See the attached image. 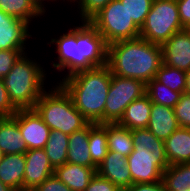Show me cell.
<instances>
[{
  "label": "cell",
  "instance_id": "obj_15",
  "mask_svg": "<svg viewBox=\"0 0 190 191\" xmlns=\"http://www.w3.org/2000/svg\"><path fill=\"white\" fill-rule=\"evenodd\" d=\"M133 151L128 157L167 158L164 141L148 128L132 130Z\"/></svg>",
  "mask_w": 190,
  "mask_h": 191
},
{
  "label": "cell",
  "instance_id": "obj_1",
  "mask_svg": "<svg viewBox=\"0 0 190 191\" xmlns=\"http://www.w3.org/2000/svg\"><path fill=\"white\" fill-rule=\"evenodd\" d=\"M78 23L46 42L55 47L53 51L57 55L49 60L53 70L61 77L54 83L77 72L107 64V44L103 37L89 22Z\"/></svg>",
  "mask_w": 190,
  "mask_h": 191
},
{
  "label": "cell",
  "instance_id": "obj_37",
  "mask_svg": "<svg viewBox=\"0 0 190 191\" xmlns=\"http://www.w3.org/2000/svg\"><path fill=\"white\" fill-rule=\"evenodd\" d=\"M179 19L184 28L190 29V0H176Z\"/></svg>",
  "mask_w": 190,
  "mask_h": 191
},
{
  "label": "cell",
  "instance_id": "obj_24",
  "mask_svg": "<svg viewBox=\"0 0 190 191\" xmlns=\"http://www.w3.org/2000/svg\"><path fill=\"white\" fill-rule=\"evenodd\" d=\"M107 145L109 151L118 152L127 158L134 148L132 130L118 123H107Z\"/></svg>",
  "mask_w": 190,
  "mask_h": 191
},
{
  "label": "cell",
  "instance_id": "obj_5",
  "mask_svg": "<svg viewBox=\"0 0 190 191\" xmlns=\"http://www.w3.org/2000/svg\"><path fill=\"white\" fill-rule=\"evenodd\" d=\"M51 81L52 85L43 92L33 109L50 130L71 135L84 128L89 122L76 109L65 89L59 83L53 84L55 80H50L49 84Z\"/></svg>",
  "mask_w": 190,
  "mask_h": 191
},
{
  "label": "cell",
  "instance_id": "obj_18",
  "mask_svg": "<svg viewBox=\"0 0 190 191\" xmlns=\"http://www.w3.org/2000/svg\"><path fill=\"white\" fill-rule=\"evenodd\" d=\"M0 150L4 155L24 154L28 150L16 122V113L0 118Z\"/></svg>",
  "mask_w": 190,
  "mask_h": 191
},
{
  "label": "cell",
  "instance_id": "obj_19",
  "mask_svg": "<svg viewBox=\"0 0 190 191\" xmlns=\"http://www.w3.org/2000/svg\"><path fill=\"white\" fill-rule=\"evenodd\" d=\"M169 165L190 163V128L179 127L165 141Z\"/></svg>",
  "mask_w": 190,
  "mask_h": 191
},
{
  "label": "cell",
  "instance_id": "obj_9",
  "mask_svg": "<svg viewBox=\"0 0 190 191\" xmlns=\"http://www.w3.org/2000/svg\"><path fill=\"white\" fill-rule=\"evenodd\" d=\"M32 28L22 19L7 15L0 10V50H30L29 45H32L37 35L31 34L34 31Z\"/></svg>",
  "mask_w": 190,
  "mask_h": 191
},
{
  "label": "cell",
  "instance_id": "obj_17",
  "mask_svg": "<svg viewBox=\"0 0 190 191\" xmlns=\"http://www.w3.org/2000/svg\"><path fill=\"white\" fill-rule=\"evenodd\" d=\"M159 140L165 141L179 128L174 108L152 103L147 127Z\"/></svg>",
  "mask_w": 190,
  "mask_h": 191
},
{
  "label": "cell",
  "instance_id": "obj_3",
  "mask_svg": "<svg viewBox=\"0 0 190 191\" xmlns=\"http://www.w3.org/2000/svg\"><path fill=\"white\" fill-rule=\"evenodd\" d=\"M107 64L83 70L60 80L76 109L89 123H105V103L111 83Z\"/></svg>",
  "mask_w": 190,
  "mask_h": 191
},
{
  "label": "cell",
  "instance_id": "obj_22",
  "mask_svg": "<svg viewBox=\"0 0 190 191\" xmlns=\"http://www.w3.org/2000/svg\"><path fill=\"white\" fill-rule=\"evenodd\" d=\"M89 123L82 129L69 135L67 162L85 167H97L89 151Z\"/></svg>",
  "mask_w": 190,
  "mask_h": 191
},
{
  "label": "cell",
  "instance_id": "obj_42",
  "mask_svg": "<svg viewBox=\"0 0 190 191\" xmlns=\"http://www.w3.org/2000/svg\"><path fill=\"white\" fill-rule=\"evenodd\" d=\"M3 156H4V153L0 150V162H1L2 158H3Z\"/></svg>",
  "mask_w": 190,
  "mask_h": 191
},
{
  "label": "cell",
  "instance_id": "obj_40",
  "mask_svg": "<svg viewBox=\"0 0 190 191\" xmlns=\"http://www.w3.org/2000/svg\"><path fill=\"white\" fill-rule=\"evenodd\" d=\"M185 93L190 94V69L186 71V88Z\"/></svg>",
  "mask_w": 190,
  "mask_h": 191
},
{
  "label": "cell",
  "instance_id": "obj_30",
  "mask_svg": "<svg viewBox=\"0 0 190 191\" xmlns=\"http://www.w3.org/2000/svg\"><path fill=\"white\" fill-rule=\"evenodd\" d=\"M112 0H73L69 5L77 9L76 15L80 22H89L96 14H98Z\"/></svg>",
  "mask_w": 190,
  "mask_h": 191
},
{
  "label": "cell",
  "instance_id": "obj_7",
  "mask_svg": "<svg viewBox=\"0 0 190 191\" xmlns=\"http://www.w3.org/2000/svg\"><path fill=\"white\" fill-rule=\"evenodd\" d=\"M183 29L176 0H154L140 29V37L161 46L174 33Z\"/></svg>",
  "mask_w": 190,
  "mask_h": 191
},
{
  "label": "cell",
  "instance_id": "obj_6",
  "mask_svg": "<svg viewBox=\"0 0 190 191\" xmlns=\"http://www.w3.org/2000/svg\"><path fill=\"white\" fill-rule=\"evenodd\" d=\"M89 23L99 32L107 45L140 37V28L133 22L120 0H112Z\"/></svg>",
  "mask_w": 190,
  "mask_h": 191
},
{
  "label": "cell",
  "instance_id": "obj_2",
  "mask_svg": "<svg viewBox=\"0 0 190 191\" xmlns=\"http://www.w3.org/2000/svg\"><path fill=\"white\" fill-rule=\"evenodd\" d=\"M162 64L161 46L141 37L107 45V65L112 75L142 81L155 78Z\"/></svg>",
  "mask_w": 190,
  "mask_h": 191
},
{
  "label": "cell",
  "instance_id": "obj_33",
  "mask_svg": "<svg viewBox=\"0 0 190 191\" xmlns=\"http://www.w3.org/2000/svg\"><path fill=\"white\" fill-rule=\"evenodd\" d=\"M29 50H0V78H4L19 57Z\"/></svg>",
  "mask_w": 190,
  "mask_h": 191
},
{
  "label": "cell",
  "instance_id": "obj_23",
  "mask_svg": "<svg viewBox=\"0 0 190 191\" xmlns=\"http://www.w3.org/2000/svg\"><path fill=\"white\" fill-rule=\"evenodd\" d=\"M0 10L7 15L22 19L31 26L47 15L34 0H0ZM34 22V23H33Z\"/></svg>",
  "mask_w": 190,
  "mask_h": 191
},
{
  "label": "cell",
  "instance_id": "obj_32",
  "mask_svg": "<svg viewBox=\"0 0 190 191\" xmlns=\"http://www.w3.org/2000/svg\"><path fill=\"white\" fill-rule=\"evenodd\" d=\"M179 127L190 128V94L182 93L174 107Z\"/></svg>",
  "mask_w": 190,
  "mask_h": 191
},
{
  "label": "cell",
  "instance_id": "obj_20",
  "mask_svg": "<svg viewBox=\"0 0 190 191\" xmlns=\"http://www.w3.org/2000/svg\"><path fill=\"white\" fill-rule=\"evenodd\" d=\"M25 154H6L0 162V180L15 191H23Z\"/></svg>",
  "mask_w": 190,
  "mask_h": 191
},
{
  "label": "cell",
  "instance_id": "obj_43",
  "mask_svg": "<svg viewBox=\"0 0 190 191\" xmlns=\"http://www.w3.org/2000/svg\"><path fill=\"white\" fill-rule=\"evenodd\" d=\"M67 4L69 2V4L73 1V0H64Z\"/></svg>",
  "mask_w": 190,
  "mask_h": 191
},
{
  "label": "cell",
  "instance_id": "obj_14",
  "mask_svg": "<svg viewBox=\"0 0 190 191\" xmlns=\"http://www.w3.org/2000/svg\"><path fill=\"white\" fill-rule=\"evenodd\" d=\"M96 172L101 177L116 184L122 190L133 184L127 158L118 152L109 151L98 165Z\"/></svg>",
  "mask_w": 190,
  "mask_h": 191
},
{
  "label": "cell",
  "instance_id": "obj_27",
  "mask_svg": "<svg viewBox=\"0 0 190 191\" xmlns=\"http://www.w3.org/2000/svg\"><path fill=\"white\" fill-rule=\"evenodd\" d=\"M89 151L92 162L98 167L108 154L107 123H89Z\"/></svg>",
  "mask_w": 190,
  "mask_h": 191
},
{
  "label": "cell",
  "instance_id": "obj_13",
  "mask_svg": "<svg viewBox=\"0 0 190 191\" xmlns=\"http://www.w3.org/2000/svg\"><path fill=\"white\" fill-rule=\"evenodd\" d=\"M127 164L133 184L159 182L169 166L167 158L127 157Z\"/></svg>",
  "mask_w": 190,
  "mask_h": 191
},
{
  "label": "cell",
  "instance_id": "obj_4",
  "mask_svg": "<svg viewBox=\"0 0 190 191\" xmlns=\"http://www.w3.org/2000/svg\"><path fill=\"white\" fill-rule=\"evenodd\" d=\"M28 54H22L3 78L9 99L17 109H33L49 87L47 77L51 71L45 68V62Z\"/></svg>",
  "mask_w": 190,
  "mask_h": 191
},
{
  "label": "cell",
  "instance_id": "obj_16",
  "mask_svg": "<svg viewBox=\"0 0 190 191\" xmlns=\"http://www.w3.org/2000/svg\"><path fill=\"white\" fill-rule=\"evenodd\" d=\"M97 167H85L66 162L54 169V175L72 191H85L94 177Z\"/></svg>",
  "mask_w": 190,
  "mask_h": 191
},
{
  "label": "cell",
  "instance_id": "obj_39",
  "mask_svg": "<svg viewBox=\"0 0 190 191\" xmlns=\"http://www.w3.org/2000/svg\"><path fill=\"white\" fill-rule=\"evenodd\" d=\"M35 3L46 13L49 15L50 12H48L47 9H50V7H48L47 5H49L48 3L54 4V1L57 2L56 4L58 5V3L61 1H63V3L65 5H68L64 0H34Z\"/></svg>",
  "mask_w": 190,
  "mask_h": 191
},
{
  "label": "cell",
  "instance_id": "obj_38",
  "mask_svg": "<svg viewBox=\"0 0 190 191\" xmlns=\"http://www.w3.org/2000/svg\"><path fill=\"white\" fill-rule=\"evenodd\" d=\"M123 191H166V190L161 180L156 183L132 184L130 187H127Z\"/></svg>",
  "mask_w": 190,
  "mask_h": 191
},
{
  "label": "cell",
  "instance_id": "obj_12",
  "mask_svg": "<svg viewBox=\"0 0 190 191\" xmlns=\"http://www.w3.org/2000/svg\"><path fill=\"white\" fill-rule=\"evenodd\" d=\"M25 172L23 179V191L33 190L45 179L54 174V168L50 164L45 150L32 149L25 153Z\"/></svg>",
  "mask_w": 190,
  "mask_h": 191
},
{
  "label": "cell",
  "instance_id": "obj_35",
  "mask_svg": "<svg viewBox=\"0 0 190 191\" xmlns=\"http://www.w3.org/2000/svg\"><path fill=\"white\" fill-rule=\"evenodd\" d=\"M85 191H123L110 180L101 177L97 173L91 179Z\"/></svg>",
  "mask_w": 190,
  "mask_h": 191
},
{
  "label": "cell",
  "instance_id": "obj_10",
  "mask_svg": "<svg viewBox=\"0 0 190 191\" xmlns=\"http://www.w3.org/2000/svg\"><path fill=\"white\" fill-rule=\"evenodd\" d=\"M16 122L28 150L46 146L51 130L34 109H18Z\"/></svg>",
  "mask_w": 190,
  "mask_h": 191
},
{
  "label": "cell",
  "instance_id": "obj_34",
  "mask_svg": "<svg viewBox=\"0 0 190 191\" xmlns=\"http://www.w3.org/2000/svg\"><path fill=\"white\" fill-rule=\"evenodd\" d=\"M18 109L11 103L3 79L0 78V118L13 116Z\"/></svg>",
  "mask_w": 190,
  "mask_h": 191
},
{
  "label": "cell",
  "instance_id": "obj_29",
  "mask_svg": "<svg viewBox=\"0 0 190 191\" xmlns=\"http://www.w3.org/2000/svg\"><path fill=\"white\" fill-rule=\"evenodd\" d=\"M154 79L175 92H185L186 71L162 63Z\"/></svg>",
  "mask_w": 190,
  "mask_h": 191
},
{
  "label": "cell",
  "instance_id": "obj_31",
  "mask_svg": "<svg viewBox=\"0 0 190 191\" xmlns=\"http://www.w3.org/2000/svg\"><path fill=\"white\" fill-rule=\"evenodd\" d=\"M154 0H120L133 22L141 29Z\"/></svg>",
  "mask_w": 190,
  "mask_h": 191
},
{
  "label": "cell",
  "instance_id": "obj_25",
  "mask_svg": "<svg viewBox=\"0 0 190 191\" xmlns=\"http://www.w3.org/2000/svg\"><path fill=\"white\" fill-rule=\"evenodd\" d=\"M166 191L190 190V163L169 165L162 174Z\"/></svg>",
  "mask_w": 190,
  "mask_h": 191
},
{
  "label": "cell",
  "instance_id": "obj_21",
  "mask_svg": "<svg viewBox=\"0 0 190 191\" xmlns=\"http://www.w3.org/2000/svg\"><path fill=\"white\" fill-rule=\"evenodd\" d=\"M151 108L152 102L145 94L126 107L123 116L117 123L129 130L147 128Z\"/></svg>",
  "mask_w": 190,
  "mask_h": 191
},
{
  "label": "cell",
  "instance_id": "obj_26",
  "mask_svg": "<svg viewBox=\"0 0 190 191\" xmlns=\"http://www.w3.org/2000/svg\"><path fill=\"white\" fill-rule=\"evenodd\" d=\"M68 142V134L58 130L50 131L48 141L43 149L54 169L67 162Z\"/></svg>",
  "mask_w": 190,
  "mask_h": 191
},
{
  "label": "cell",
  "instance_id": "obj_41",
  "mask_svg": "<svg viewBox=\"0 0 190 191\" xmlns=\"http://www.w3.org/2000/svg\"><path fill=\"white\" fill-rule=\"evenodd\" d=\"M0 191H15L0 180Z\"/></svg>",
  "mask_w": 190,
  "mask_h": 191
},
{
  "label": "cell",
  "instance_id": "obj_8",
  "mask_svg": "<svg viewBox=\"0 0 190 191\" xmlns=\"http://www.w3.org/2000/svg\"><path fill=\"white\" fill-rule=\"evenodd\" d=\"M146 93V85L137 79L112 75L105 103V123H117L126 107Z\"/></svg>",
  "mask_w": 190,
  "mask_h": 191
},
{
  "label": "cell",
  "instance_id": "obj_36",
  "mask_svg": "<svg viewBox=\"0 0 190 191\" xmlns=\"http://www.w3.org/2000/svg\"><path fill=\"white\" fill-rule=\"evenodd\" d=\"M34 191H72L66 184L59 180L54 174L39 184Z\"/></svg>",
  "mask_w": 190,
  "mask_h": 191
},
{
  "label": "cell",
  "instance_id": "obj_28",
  "mask_svg": "<svg viewBox=\"0 0 190 191\" xmlns=\"http://www.w3.org/2000/svg\"><path fill=\"white\" fill-rule=\"evenodd\" d=\"M145 94L149 97L152 103L171 108L175 107V104L180 100L182 95V93L167 88L164 84H161L155 79L150 80L146 84Z\"/></svg>",
  "mask_w": 190,
  "mask_h": 191
},
{
  "label": "cell",
  "instance_id": "obj_11",
  "mask_svg": "<svg viewBox=\"0 0 190 191\" xmlns=\"http://www.w3.org/2000/svg\"><path fill=\"white\" fill-rule=\"evenodd\" d=\"M162 63L183 71L190 69V29L174 33L161 45Z\"/></svg>",
  "mask_w": 190,
  "mask_h": 191
}]
</instances>
